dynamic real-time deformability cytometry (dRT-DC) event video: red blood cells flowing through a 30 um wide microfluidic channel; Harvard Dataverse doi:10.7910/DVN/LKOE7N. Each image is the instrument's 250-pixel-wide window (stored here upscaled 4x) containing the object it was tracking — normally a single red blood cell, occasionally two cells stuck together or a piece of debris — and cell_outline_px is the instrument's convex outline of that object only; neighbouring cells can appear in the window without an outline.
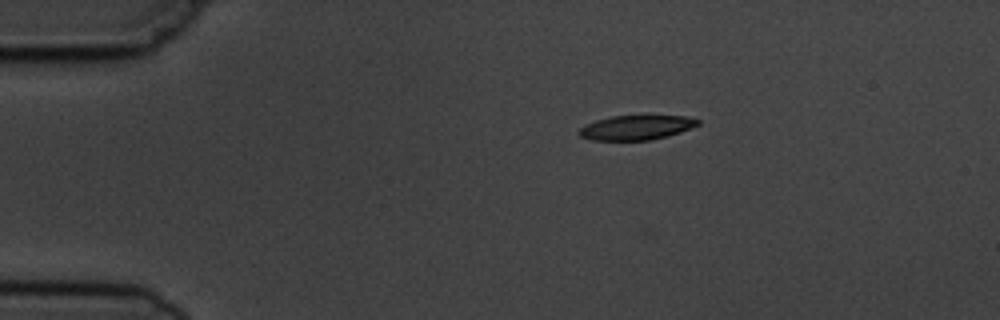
{"species": "common noctule bat (a hibernating species)", "species_latin": "Nyctalus noctula", "temperature_condition": "cold", "stored_images_in_passage": 3, "camera_frame_rate_fps": 3000, "um_per_image_px": 0.085, "animal": {"sex": "male", "body_mass_g": 19.5, "forearm_length_mm": 54.6}, "frame": {"image": 1, "passage_image": 1, "time_ms": 0.0, "image_size_px": [1000, 320], "cell_outline_px": [[700, 124], [680, 132], [668, 136], [648, 140], [592, 140], [580, 136], [576, 132], [584, 124], [596, 120], [612, 116], [688, 116], [700, 120]], "centroid_in_image_um": [54.06, 10.84], "position_along_channel_um": 30.9, "area_um2": 16.99}}
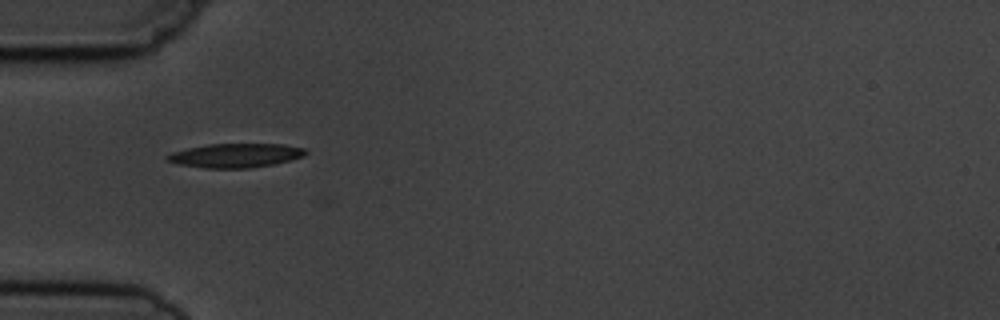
{"frame": {"image": 2, "passage_image": 3, "time_ms": 2.333, "image_size_px": [1000, 320], "cell_outline_px": [[308, 152], [304, 156], [272, 164], [248, 168], [208, 168], [180, 164], [168, 160], [164, 156], [172, 152], [188, 148], [208, 144], [284, 144], [304, 148]], "centroid_in_image_um": [20.03, 13.2], "position_along_channel_um": 65.0, "area_um2": 19.13}}